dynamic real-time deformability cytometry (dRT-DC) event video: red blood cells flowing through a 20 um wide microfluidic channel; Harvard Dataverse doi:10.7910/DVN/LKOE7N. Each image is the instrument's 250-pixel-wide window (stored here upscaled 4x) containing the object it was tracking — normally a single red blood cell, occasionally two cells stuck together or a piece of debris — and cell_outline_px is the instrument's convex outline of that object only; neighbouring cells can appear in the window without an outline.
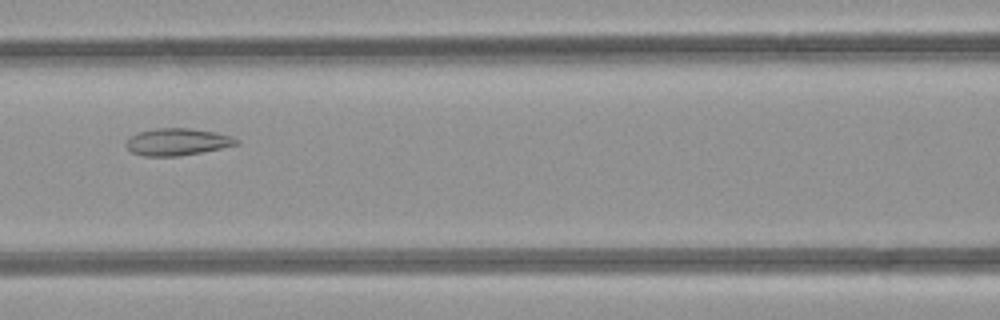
{"species": "common noctule bat (a hibernating species)", "species_latin": "Nyctalus noctula", "temperature_condition": "room temperature", "stored_images_in_passage": 36, "camera_frame_rate_fps": 3000, "um_per_image_px": 0.085, "animal": {"sex": "female", "body_mass_g": 21.9}, "frame": {"image": 1, "passage_image": 9, "time_ms": 2.667, "image_size_px": [1000, 320], "cell_outline_px": [[240, 144], [200, 152], [176, 156], [144, 156], [132, 152], [124, 144], [132, 136], [140, 132], [156, 128], [192, 128], [216, 132], [232, 136], [240, 140]], "centroid_in_image_um": [15.11, 12.05], "position_along_channel_um": 151.5, "area_um2": 17.28}}
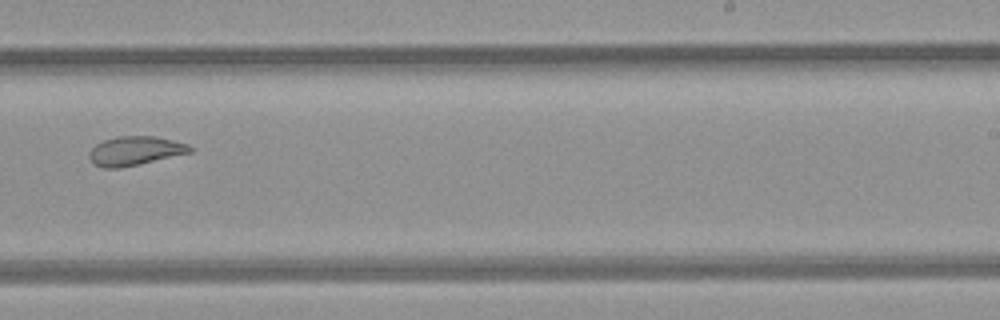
{"frame": {"image": 2, "passage_image": 18, "time_ms": 5.667, "image_size_px": [1000, 320], "cell_outline_px": [[196, 148], [192, 152], [120, 168], [104, 168], [92, 164], [88, 156], [88, 152], [96, 144], [104, 140], [116, 136], [156, 136], [188, 144]], "centroid_in_image_um": [11.47, 12.82], "position_along_channel_um": 277.5, "area_um2": 17.17}}
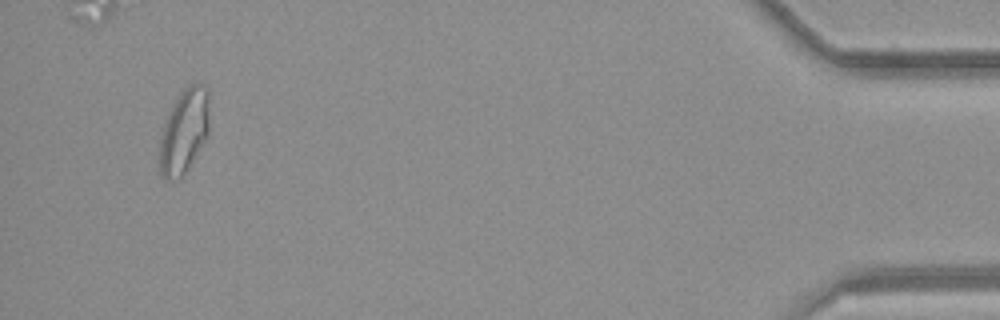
{"frame": {"image": 3, "passage_image": 34, "time_ms": 11.0, "image_size_px": [1000, 320], "cell_outline_px": [[208, 136], [184, 172], [176, 180], [164, 180], [160, 176], [160, 140], [164, 124], [172, 104], [180, 92], [188, 84], [204, 84], [208, 88]], "centroid_in_image_um": [15.64, 11.13], "position_along_channel_um": 419.6, "area_um2": 24.28}, "authors_computed_cell_mechanics": {"area_um2": 18.6116, "velocity_mm_per_s": 4.2145, "shape_relaxation_time_tau1_ms": null, "shape_relaxation_time_tau2_ms": 2.0889, "deformation_change_tau1": null, "deformation_change_tau2": 0.0821}}